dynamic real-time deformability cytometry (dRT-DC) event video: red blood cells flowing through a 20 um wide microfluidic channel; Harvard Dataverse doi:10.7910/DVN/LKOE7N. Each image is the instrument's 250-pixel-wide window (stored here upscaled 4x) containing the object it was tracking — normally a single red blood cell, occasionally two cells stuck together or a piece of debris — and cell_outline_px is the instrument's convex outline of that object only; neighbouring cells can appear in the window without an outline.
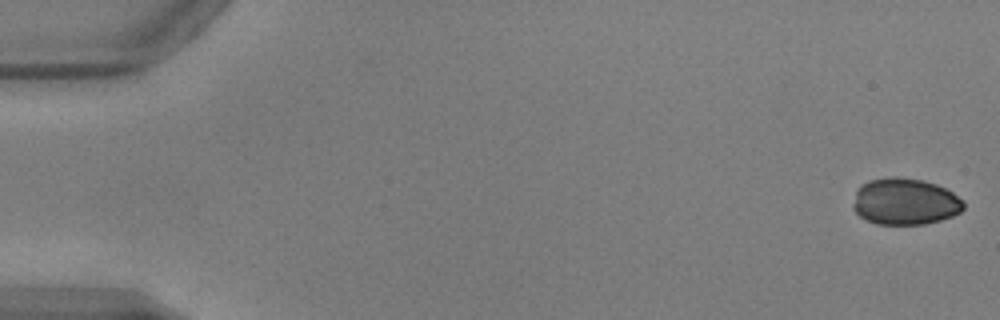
{"species": "common noctule bat (a hibernating species)", "species_latin": "Nyctalus noctula", "temperature_condition": "warm", "stored_images_in_passage": 52, "camera_frame_rate_fps": 3000, "um_per_image_px": 0.085, "animal": {"sex": "male", "body_mass_g": 17.9, "forearm_length_mm": 54.2}, "frame": {"image": 1, "passage_image": 1, "time_ms": 0.0, "image_size_px": [1000, 320], "cell_outline_px": [[964, 208], [960, 212], [952, 216], [940, 220], [924, 224], [876, 224], [864, 220], [852, 208], [852, 204], [856, 188], [868, 180], [896, 176], [924, 180], [936, 184], [952, 192], [964, 200]], "centroid_in_image_um": [76.9, 17.13], "position_along_channel_um": 8.1, "area_um2": 30.35}}
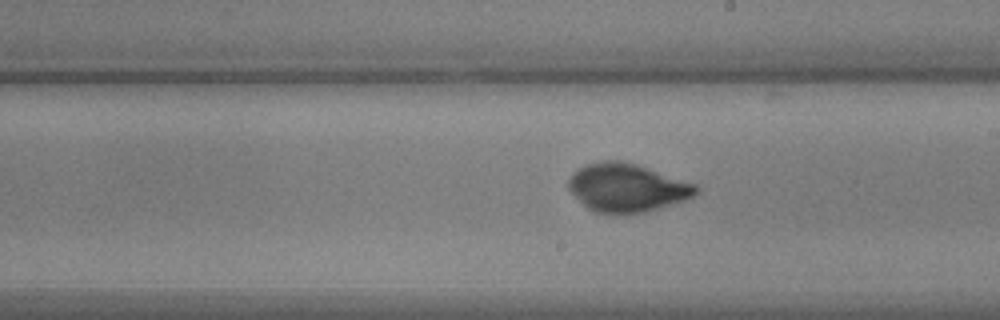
{"frame": {"image": 2, "passage_image": 30, "time_ms": 9.667, "image_size_px": [1000, 320], "cell_outline_px": [[700, 192], [692, 196], [644, 212], [596, 212], [588, 208], [568, 188], [568, 180], [572, 172], [588, 164], [604, 160], [620, 160], [636, 164], [696, 184], [700, 188]], "centroid_in_image_um": [53.28, 15.92], "position_along_channel_um": 235.7, "area_um2": 34.97}}
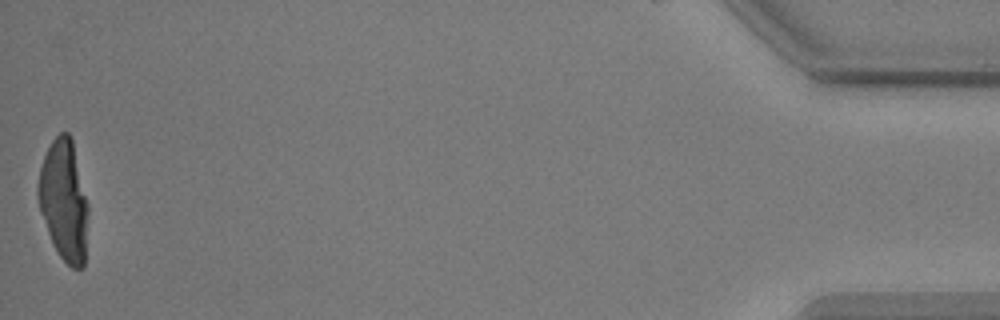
{"frame": {"image": 3, "passage_image": 52, "time_ms": 17.0, "image_size_px": [1000, 320], "cell_outline_px": [[88, 212], [84, 268], [72, 268], [60, 256], [52, 244], [40, 212], [36, 196], [36, 188], [40, 168], [44, 156], [52, 140], [60, 132], [68, 132], [72, 140], [88, 204]], "centroid_in_image_um": [5.41, 17.05], "position_along_channel_um": 429.8, "area_um2": 35.32}}